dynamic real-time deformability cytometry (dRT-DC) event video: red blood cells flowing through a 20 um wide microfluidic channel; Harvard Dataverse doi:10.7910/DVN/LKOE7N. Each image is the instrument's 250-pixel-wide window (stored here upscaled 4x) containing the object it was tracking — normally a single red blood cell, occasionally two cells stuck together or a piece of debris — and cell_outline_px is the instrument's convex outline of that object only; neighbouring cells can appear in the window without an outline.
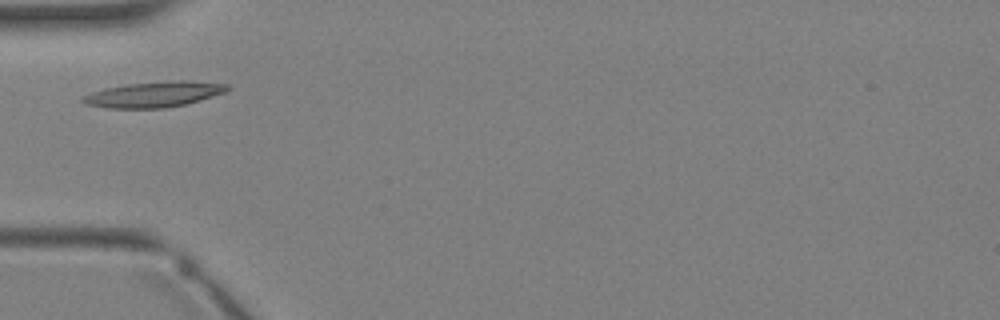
{"species": "Egyptian fruit bat (a non-hibernating species)", "species_latin": "Rousettus aegyptiacus", "temperature_condition": "warm", "stored_images_in_passage": 3, "camera_frame_rate_fps": 3000, "um_per_image_px": 0.085, "animal": {"sex": "female"}, "frame": {"image": 1, "passage_image": 3, "time_ms": 3.333, "image_size_px": [1000, 320], "cell_outline_px": [[232, 88], [228, 92], [200, 100], [184, 104], [164, 108], [108, 108], [84, 104], [80, 100], [80, 96], [104, 88], [128, 84], [172, 80], [184, 80], [228, 84]], "centroid_in_image_um": [13.1, 8.02], "position_along_channel_um": 71.9, "area_um2": 21.73}}